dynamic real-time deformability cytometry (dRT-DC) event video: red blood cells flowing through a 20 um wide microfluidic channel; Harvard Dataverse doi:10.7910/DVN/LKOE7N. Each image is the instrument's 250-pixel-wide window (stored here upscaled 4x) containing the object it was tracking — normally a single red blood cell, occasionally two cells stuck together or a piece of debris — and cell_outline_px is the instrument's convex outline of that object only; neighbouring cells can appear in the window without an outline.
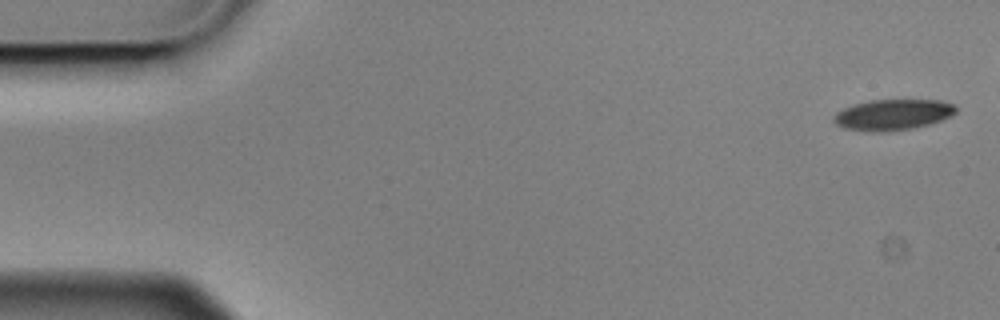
{"species": "Egyptian fruit bat (a non-hibernating species)", "species_latin": "Rousettus aegyptiacus", "temperature_condition": "cold", "stored_images_in_passage": 4, "camera_frame_rate_fps": 3000, "um_per_image_px": 0.085, "animal": {"sex": "male"}, "frame": {"image": 1, "passage_image": 1, "time_ms": 0.0, "image_size_px": [1000, 320], "cell_outline_px": [[956, 112], [952, 116], [928, 124], [912, 128], [880, 132], [872, 132], [844, 128], [836, 124], [832, 120], [832, 116], [836, 112], [844, 108], [856, 104], [872, 100], [940, 100], [956, 104]], "centroid_in_image_um": [75.89, 9.74], "position_along_channel_um": 9.1, "area_um2": 21.91}}